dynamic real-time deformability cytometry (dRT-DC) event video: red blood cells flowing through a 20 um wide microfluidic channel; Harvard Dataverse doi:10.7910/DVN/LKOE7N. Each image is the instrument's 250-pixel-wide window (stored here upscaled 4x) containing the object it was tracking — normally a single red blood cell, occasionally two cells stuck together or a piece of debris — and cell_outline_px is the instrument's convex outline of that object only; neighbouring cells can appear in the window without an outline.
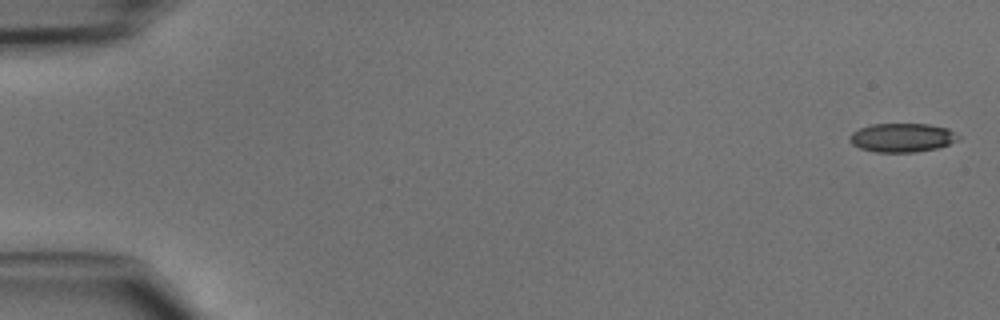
{"species": "common noctule bat (a hibernating species)", "species_latin": "Nyctalus noctula", "temperature_condition": "cold", "stored_images_in_passage": 47, "camera_frame_rate_fps": 3000, "um_per_image_px": 0.085, "animal": {"sex": "male", "body_mass_g": 15.6}, "frame": {"image": 1, "passage_image": 1, "time_ms": 0.0, "image_size_px": [1000, 320], "cell_outline_px": [[960, 140], [936, 148], [916, 152], [876, 152], [860, 148], [852, 144], [848, 140], [848, 136], [852, 132], [860, 128], [872, 124], [928, 124], [948, 128], [960, 136]], "centroid_in_image_um": [76.67, 11.7], "position_along_channel_um": 8.3, "area_um2": 18.32}}
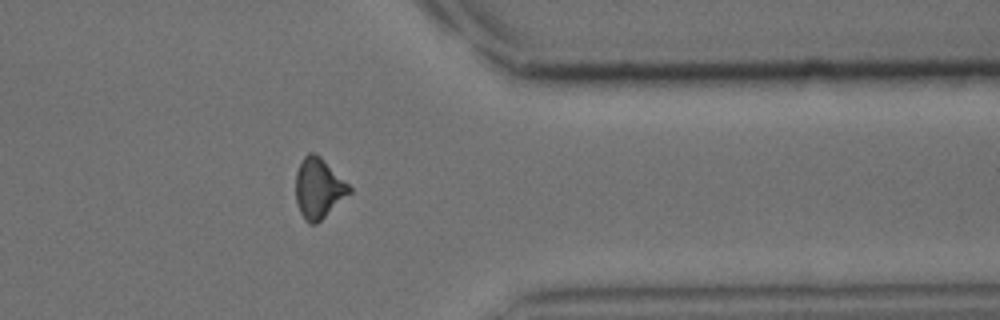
{"frame": {"image": 2, "passage_image": 38, "time_ms": 12.333, "image_size_px": [1000, 320], "cell_outline_px": [[352, 192], [316, 224], [308, 224], [304, 220], [300, 212], [296, 200], [296, 172], [304, 156], [308, 152], [312, 152], [320, 156], [352, 188]], "centroid_in_image_um": [27.07, 16.02], "position_along_channel_um": 384.3, "area_um2": 18.67}}
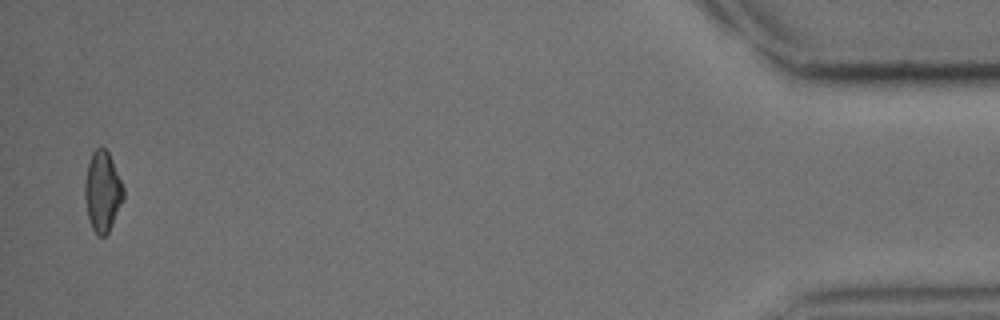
{"frame": {"image": 3, "passage_image": 46, "time_ms": 15.0, "image_size_px": [1000, 320], "cell_outline_px": [[124, 200], [108, 232], [104, 236], [96, 236], [92, 228], [88, 216], [84, 196], [84, 180], [88, 164], [92, 152], [96, 148], [104, 148], [108, 152], [112, 160], [124, 188]], "centroid_in_image_um": [8.71, 16.29], "position_along_channel_um": 426.5, "area_um2": 18.09}}